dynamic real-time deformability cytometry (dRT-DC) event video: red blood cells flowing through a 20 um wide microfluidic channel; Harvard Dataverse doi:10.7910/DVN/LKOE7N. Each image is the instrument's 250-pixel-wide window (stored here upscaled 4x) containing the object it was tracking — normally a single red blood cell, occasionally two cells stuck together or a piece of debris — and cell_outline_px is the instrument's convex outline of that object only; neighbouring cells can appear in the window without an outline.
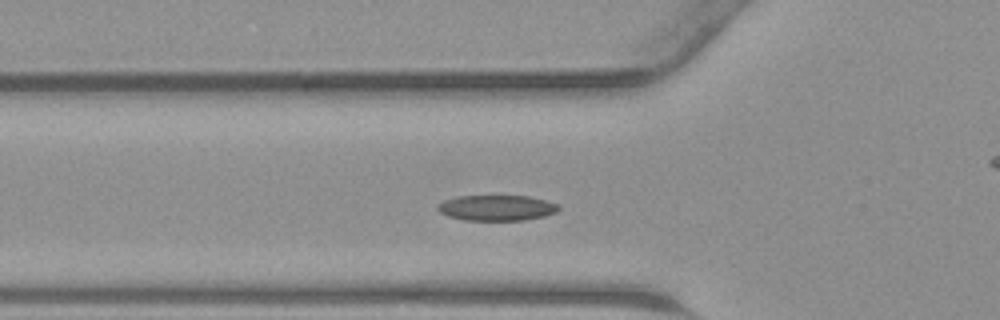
{"species": "common noctule bat (a hibernating species)", "species_latin": "Nyctalus noctula", "temperature_condition": "warm", "stored_images_in_passage": 42, "camera_frame_rate_fps": 3000, "um_per_image_px": 0.085, "animal": {"sex": "male", "body_mass_g": 23.1, "forearm_length_mm": 52.7}, "frame": {"image": 1, "passage_image": 11, "time_ms": 3.333, "image_size_px": [1000, 320], "cell_outline_px": [[560, 208], [556, 212], [544, 216], [524, 220], [464, 220], [448, 216], [440, 212], [436, 208], [436, 204], [444, 200], [456, 196], [528, 196], [560, 204]], "centroid_in_image_um": [42.2, 17.66], "position_along_channel_um": 83.6, "area_um2": 18.09}}
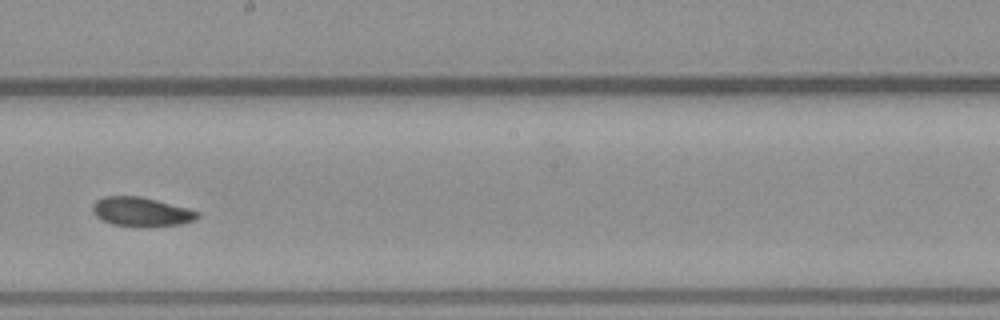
{"frame": {"image": 2, "passage_image": 21, "time_ms": 6.667, "image_size_px": [1000, 320], "cell_outline_px": [[200, 216], [196, 220], [180, 224], [144, 228], [112, 224], [100, 220], [92, 212], [92, 204], [96, 200], [104, 196], [140, 196], [188, 208], [200, 212]], "centroid_in_image_um": [12.0, 18.02], "position_along_channel_um": 236.2, "area_um2": 18.21}}
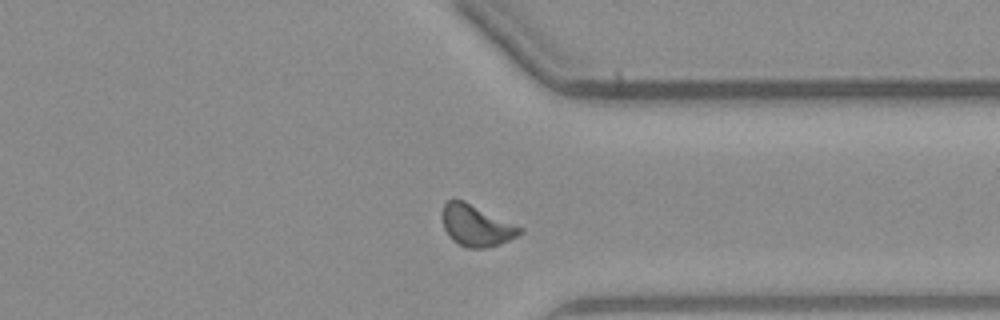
{"frame": {"image": 3, "passage_image": 30, "time_ms": 9.667, "image_size_px": [1000, 320], "cell_outline_px": [[524, 232], [500, 244], [484, 248], [468, 248], [452, 240], [448, 236], [444, 228], [444, 204], [452, 196], [464, 200], [524, 228]], "centroid_in_image_um": [40.5, 19.15], "position_along_channel_um": 370.9, "area_um2": 18.67}}